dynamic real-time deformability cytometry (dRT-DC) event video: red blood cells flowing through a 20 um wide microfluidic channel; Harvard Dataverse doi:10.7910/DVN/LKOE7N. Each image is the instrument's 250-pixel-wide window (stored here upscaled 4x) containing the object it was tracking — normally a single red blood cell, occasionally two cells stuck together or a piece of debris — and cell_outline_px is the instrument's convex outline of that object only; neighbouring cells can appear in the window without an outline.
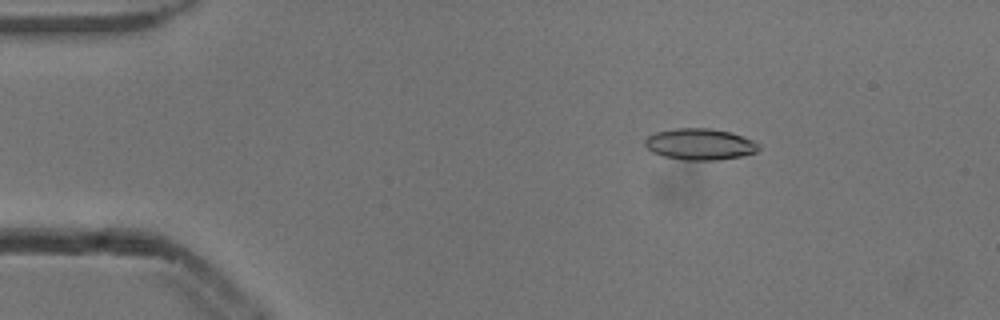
{"species": "common noctule bat (a hibernating species)", "species_latin": "Nyctalus noctula", "temperature_condition": "cold", "stored_images_in_passage": 52, "camera_frame_rate_fps": 3000, "um_per_image_px": 0.085, "animal": {"sex": "male", "body_mass_g": 13.3}, "frame": {"image": 1, "passage_image": 8, "time_ms": 2.333, "image_size_px": [1000, 320], "cell_outline_px": [[760, 148], [756, 152], [740, 156], [720, 160], [684, 160], [664, 156], [652, 152], [644, 144], [644, 140], [648, 136], [656, 132], [676, 128], [712, 128], [732, 132], [752, 140], [760, 144]], "centroid_in_image_um": [59.5, 12.25], "position_along_channel_um": 25.5, "area_um2": 20.87}}
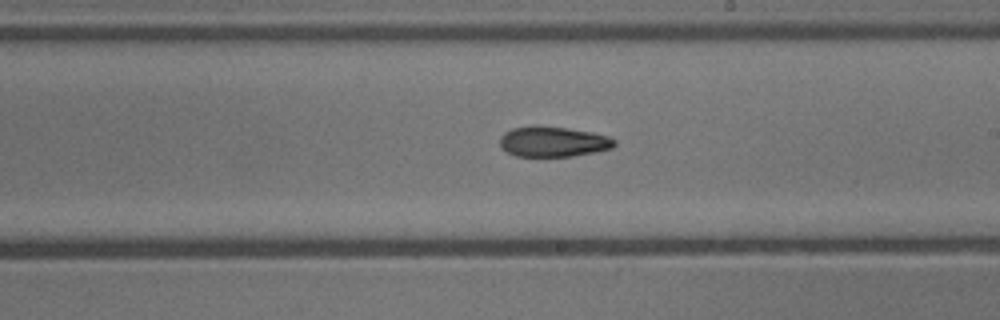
{"frame": {"image": 2, "passage_image": 30, "time_ms": 9.667, "image_size_px": [1000, 320], "cell_outline_px": [[616, 144], [612, 148], [596, 152], [572, 156], [516, 156], [508, 152], [500, 144], [500, 136], [504, 132], [512, 128], [532, 124], [536, 124], [568, 128], [592, 132], [608, 136], [616, 140]], "centroid_in_image_um": [47.01, 12.01], "position_along_channel_um": 242.0, "area_um2": 20.52}}
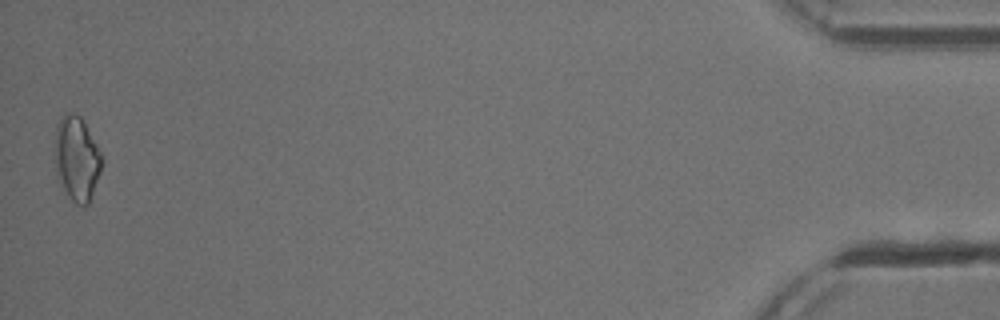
{"frame": {"image": 3, "passage_image": 52, "time_ms": 17.0, "image_size_px": [1000, 320], "cell_outline_px": [[104, 160], [100, 172], [88, 204], [76, 204], [68, 196], [60, 184], [56, 176], [56, 124], [60, 116], [64, 112], [72, 112], [80, 116], [84, 120]], "centroid_in_image_um": [6.52, 13.44], "position_along_channel_um": 428.7, "area_um2": 23.06}, "authors_computed_cell_mechanics": {"area_um2": 20.519, "velocity_mm_per_s": 3.8852, "shape_relaxation_time_tau1_ms": 8.1067, "shape_relaxation_time_tau2_ms": null, "deformation_change_tau1": 0.1543, "deformation_change_tau2": null}}